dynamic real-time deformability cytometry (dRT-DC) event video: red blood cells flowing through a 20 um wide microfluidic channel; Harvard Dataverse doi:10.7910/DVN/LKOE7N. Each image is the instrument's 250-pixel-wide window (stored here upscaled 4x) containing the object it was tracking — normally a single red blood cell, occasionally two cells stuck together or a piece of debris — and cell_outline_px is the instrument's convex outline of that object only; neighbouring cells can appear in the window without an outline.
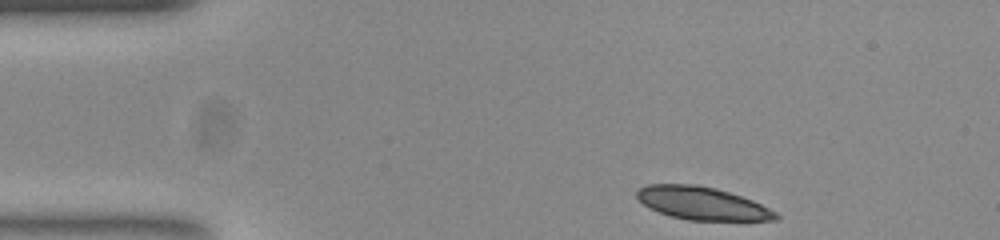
{"species": "common noctule bat (a hibernating species)", "species_latin": "Nyctalus noctula", "temperature_condition": "room temperature", "stored_images_in_passage": 47, "camera_frame_rate_fps": 3000, "um_per_image_px": 0.085, "animal": {"sex": "female", "body_mass_g": 23.0, "forearm_length_mm": 53.4}, "frame": {"image": 1, "passage_image": 1, "time_ms": 0.0, "image_size_px": [1000, 240], "cell_outline_px": [[780, 216], [776, 220], [688, 220], [672, 216], [648, 208], [636, 196], [636, 188], [648, 184], [696, 184], [716, 188], [752, 200], [776, 212]], "centroid_in_image_um": [59.64, 17.27], "position_along_channel_um": 25.4, "area_um2": 26.47}, "authors_computed_cell_mechanics": {"area_um2": 17.918, "velocity_mm_per_s": 3.7195, "shape_relaxation_time_tau1_ms": 1.0185, "shape_relaxation_time_tau2_ms": 1.1834, "deformation_change_tau1": 0.1957, "deformation_change_tau2": 0.0673}}